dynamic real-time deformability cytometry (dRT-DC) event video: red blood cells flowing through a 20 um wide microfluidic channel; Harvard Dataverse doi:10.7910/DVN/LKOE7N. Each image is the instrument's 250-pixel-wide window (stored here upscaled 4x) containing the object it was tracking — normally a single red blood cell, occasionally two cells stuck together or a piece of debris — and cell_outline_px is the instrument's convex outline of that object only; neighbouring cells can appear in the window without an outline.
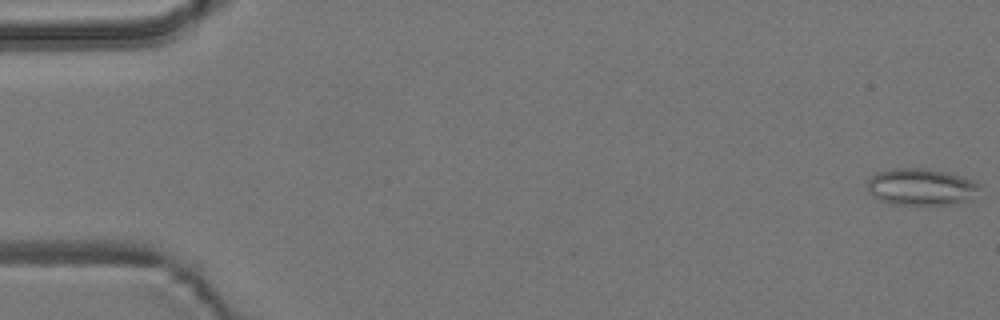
{"species": "common noctule bat (a hibernating species)", "species_latin": "Nyctalus noctula", "temperature_condition": "room temperature", "stored_images_in_passage": 56, "camera_frame_rate_fps": 3000, "um_per_image_px": 0.085, "animal": {"sex": "male", "body_mass_g": 19.2, "forearm_length_mm": 51.8}, "frame": {"image": 1, "passage_image": 1, "time_ms": 0.0, "image_size_px": [1000, 320], "cell_outline_px": [[980, 184], [972, 200], [952, 204], [888, 204], [872, 196], [868, 192], [868, 180], [876, 172], [892, 168], [928, 168], [948, 172], [972, 180]], "centroid_in_image_um": [78.27, 15.88], "position_along_channel_um": 6.7, "area_um2": 24.22}}
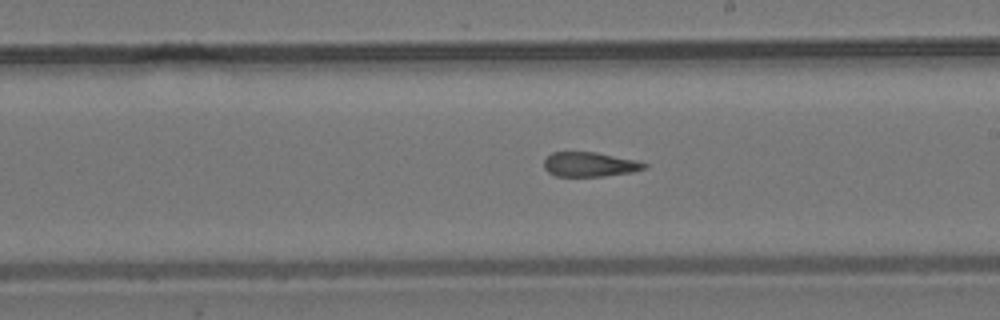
{"frame": {"image": 2, "passage_image": 32, "time_ms": 10.333, "image_size_px": [1000, 320], "cell_outline_px": [[648, 164], [644, 168], [632, 172], [604, 176], [556, 176], [548, 172], [544, 168], [544, 160], [552, 152], [596, 152], [636, 160]], "centroid_in_image_um": [50.11, 13.97], "position_along_channel_um": 238.9, "area_um2": 14.28}}
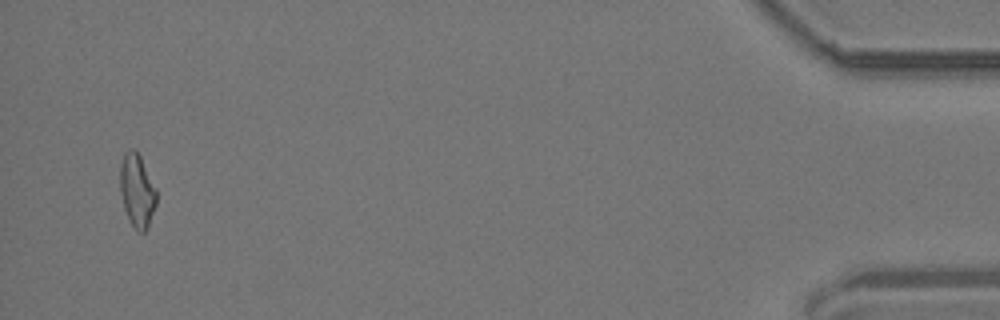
{"frame": {"image": 3, "passage_image": 54, "time_ms": 17.667, "image_size_px": [1000, 320], "cell_outline_px": [[156, 204], [148, 224], [144, 232], [136, 232], [124, 208], [120, 192], [120, 164], [124, 152], [128, 148], [136, 148], [156, 188]], "centroid_in_image_um": [11.63, 16.14], "position_along_channel_um": 423.6, "area_um2": 15.49}, "authors_computed_cell_mechanics": {"area_um2": 15.5193, "velocity_mm_per_s": 3.723, "shape_relaxation_time_tau1_ms": null, "shape_relaxation_time_tau2_ms": 2.7264, "deformation_change_tau1": null, "deformation_change_tau2": 0.1256}}